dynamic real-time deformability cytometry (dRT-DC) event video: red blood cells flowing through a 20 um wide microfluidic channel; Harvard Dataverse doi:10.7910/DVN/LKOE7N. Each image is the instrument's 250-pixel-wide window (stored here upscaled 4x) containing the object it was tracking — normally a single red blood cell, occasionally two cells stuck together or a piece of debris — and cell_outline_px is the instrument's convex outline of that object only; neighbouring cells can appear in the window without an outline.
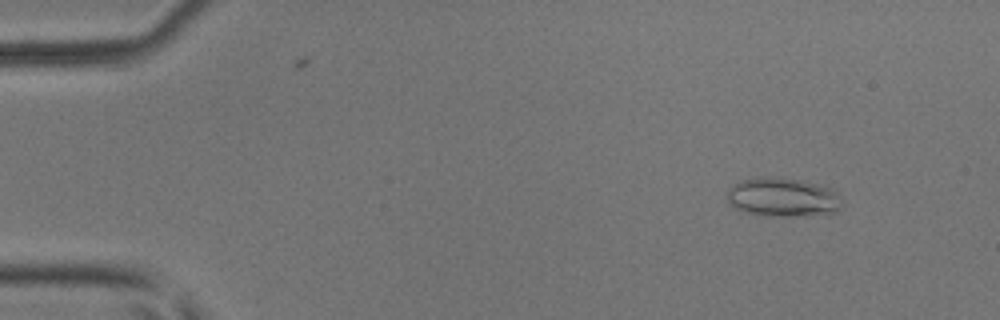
{"species": "common noctule bat (a hibernating species)", "species_latin": "Nyctalus noctula", "temperature_condition": "room temperature", "stored_images_in_passage": 53, "camera_frame_rate_fps": 3000, "um_per_image_px": 0.085, "animal": {"sex": "male", "body_mass_g": 17.9, "forearm_length_mm": 54.2}, "frame": {"image": 1, "passage_image": 6, "time_ms": 1.667, "image_size_px": [1000, 320], "cell_outline_px": [[840, 208], [836, 212], [828, 216], [756, 216], [744, 212], [736, 208], [728, 200], [728, 192], [736, 184], [744, 180], [800, 180], [816, 184], [828, 188], [836, 192], [840, 196]], "centroid_in_image_um": [66.63, 16.87], "position_along_channel_um": 18.4, "area_um2": 25.32}}
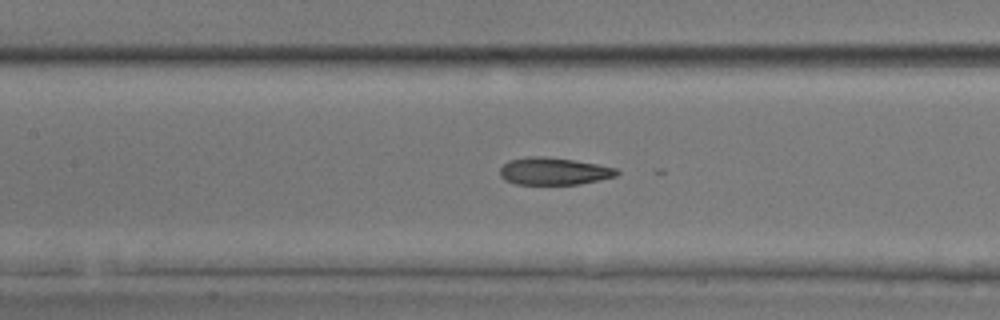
{"frame": {"image": 2, "passage_image": 25, "time_ms": 8.0, "image_size_px": [1000, 320], "cell_outline_px": [[620, 172], [616, 176], [580, 184], [516, 184], [500, 176], [500, 168], [508, 160], [528, 156], [544, 156], [572, 160], [596, 164], [616, 168]], "centroid_in_image_um": [47.06, 14.55], "position_along_channel_um": 160.3, "area_um2": 18.44}}
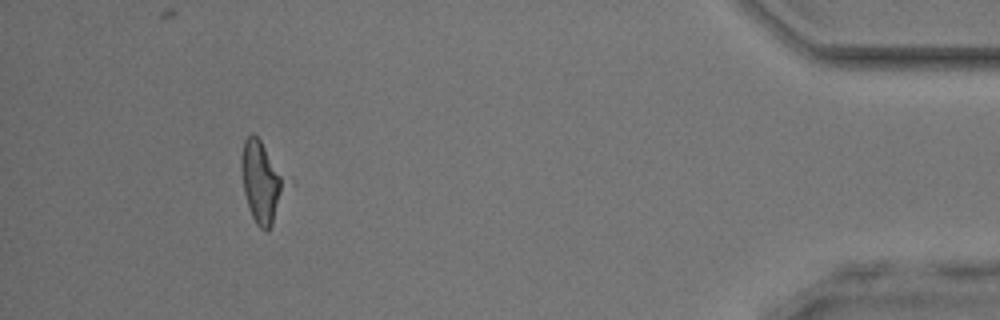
{"frame": {"image": 3, "passage_image": 49, "time_ms": 16.0, "image_size_px": [1000, 320], "cell_outline_px": [[288, 184], [272, 224], [268, 232], [260, 228], [256, 224], [252, 216], [244, 192], [240, 168], [240, 160], [244, 140], [252, 132], [260, 140], [288, 180]], "centroid_in_image_um": [22.23, 15.46], "position_along_channel_um": 413.0, "area_um2": 20.92}, "authors_computed_cell_mechanics": {"area_um2": 19.8254, "velocity_mm_per_s": 3.9144, "shape_relaxation_time_tau1_ms": 9.008, "shape_relaxation_time_tau2_ms": 1.4413, "deformation_change_tau1": 0.289, "deformation_change_tau2": 0.0931}}